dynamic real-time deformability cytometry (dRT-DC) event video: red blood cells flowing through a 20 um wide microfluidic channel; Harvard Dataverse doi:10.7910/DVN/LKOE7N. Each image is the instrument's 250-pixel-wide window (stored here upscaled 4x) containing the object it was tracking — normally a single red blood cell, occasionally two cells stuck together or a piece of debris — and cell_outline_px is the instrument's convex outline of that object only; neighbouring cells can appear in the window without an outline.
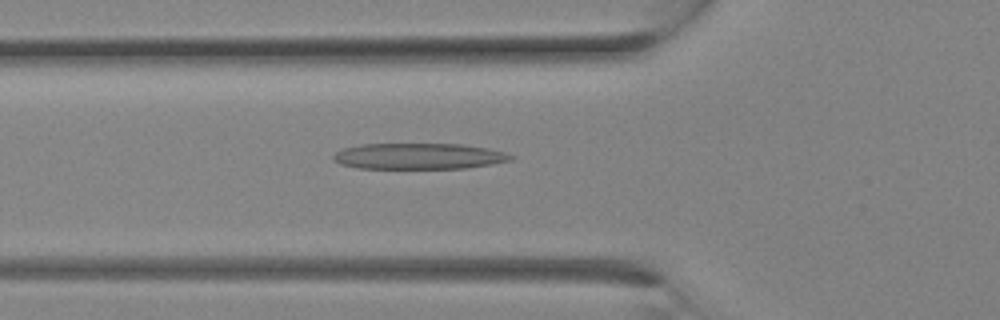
{"species": "Egyptian fruit bat (a non-hibernating species)", "species_latin": "Rousettus aegyptiacus", "temperature_condition": "room temperature", "stored_images_in_passage": 4, "camera_frame_rate_fps": 3000, "um_per_image_px": 0.085, "animal": {"sex": "female"}, "frame": {"image": 1, "passage_image": 2, "time_ms": 0.333, "image_size_px": [1000, 320], "cell_outline_px": [[516, 156], [512, 160], [492, 164], [468, 168], [356, 168], [340, 164], [332, 160], [332, 156], [336, 152], [344, 148], [360, 144], [464, 144], [488, 148], [504, 152]], "centroid_in_image_um": [35.6, 13.27], "position_along_channel_um": 90.2, "area_um2": 27.05}}
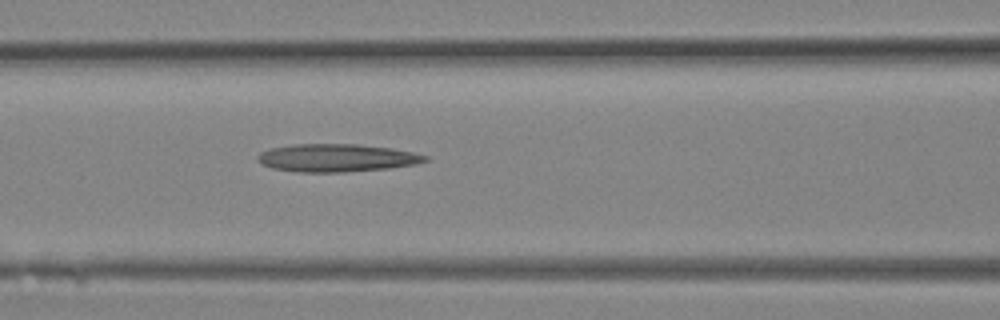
{"frame": {"image": 2, "passage_image": 4, "time_ms": 1.0, "image_size_px": [1000, 320], "cell_outline_px": [[428, 160], [416, 164], [388, 168], [344, 172], [296, 172], [272, 168], [260, 164], [256, 160], [256, 156], [260, 152], [272, 148], [296, 144], [356, 144], [392, 148], [412, 152], [428, 156]], "centroid_in_image_um": [28.58, 13.42], "position_along_channel_um": 138.0, "area_um2": 27.22}}